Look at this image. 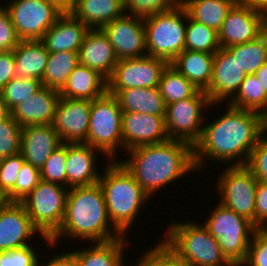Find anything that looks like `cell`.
Wrapping results in <instances>:
<instances>
[{
	"label": "cell",
	"mask_w": 267,
	"mask_h": 266,
	"mask_svg": "<svg viewBox=\"0 0 267 266\" xmlns=\"http://www.w3.org/2000/svg\"><path fill=\"white\" fill-rule=\"evenodd\" d=\"M227 107L217 120L207 125L205 122L201 137L193 146L196 172L206 166L204 161L208 159L228 162L229 166L246 165L252 149L265 133L262 114Z\"/></svg>",
	"instance_id": "cell-1"
},
{
	"label": "cell",
	"mask_w": 267,
	"mask_h": 266,
	"mask_svg": "<svg viewBox=\"0 0 267 266\" xmlns=\"http://www.w3.org/2000/svg\"><path fill=\"white\" fill-rule=\"evenodd\" d=\"M126 153L131 157L118 161L150 198L165 185L196 171L193 147L183 141L168 139L138 146Z\"/></svg>",
	"instance_id": "cell-2"
},
{
	"label": "cell",
	"mask_w": 267,
	"mask_h": 266,
	"mask_svg": "<svg viewBox=\"0 0 267 266\" xmlns=\"http://www.w3.org/2000/svg\"><path fill=\"white\" fill-rule=\"evenodd\" d=\"M110 223L99 183L69 188L62 224L50 237L51 243L48 246L55 247L61 240L60 237L95 243L123 236Z\"/></svg>",
	"instance_id": "cell-3"
},
{
	"label": "cell",
	"mask_w": 267,
	"mask_h": 266,
	"mask_svg": "<svg viewBox=\"0 0 267 266\" xmlns=\"http://www.w3.org/2000/svg\"><path fill=\"white\" fill-rule=\"evenodd\" d=\"M104 170L98 183L104 195L108 217L111 224L126 236L140 209H143L141 207L146 205L150 197L116 159L107 161Z\"/></svg>",
	"instance_id": "cell-4"
},
{
	"label": "cell",
	"mask_w": 267,
	"mask_h": 266,
	"mask_svg": "<svg viewBox=\"0 0 267 266\" xmlns=\"http://www.w3.org/2000/svg\"><path fill=\"white\" fill-rule=\"evenodd\" d=\"M165 234L162 241L192 266H232L203 224L171 222Z\"/></svg>",
	"instance_id": "cell-5"
},
{
	"label": "cell",
	"mask_w": 267,
	"mask_h": 266,
	"mask_svg": "<svg viewBox=\"0 0 267 266\" xmlns=\"http://www.w3.org/2000/svg\"><path fill=\"white\" fill-rule=\"evenodd\" d=\"M210 214L203 225L216 239L226 260L232 266H242L248 254L251 236L258 228L221 203Z\"/></svg>",
	"instance_id": "cell-6"
},
{
	"label": "cell",
	"mask_w": 267,
	"mask_h": 266,
	"mask_svg": "<svg viewBox=\"0 0 267 266\" xmlns=\"http://www.w3.org/2000/svg\"><path fill=\"white\" fill-rule=\"evenodd\" d=\"M143 21L148 56L164 59L170 64L185 50L187 12L181 3Z\"/></svg>",
	"instance_id": "cell-7"
},
{
	"label": "cell",
	"mask_w": 267,
	"mask_h": 266,
	"mask_svg": "<svg viewBox=\"0 0 267 266\" xmlns=\"http://www.w3.org/2000/svg\"><path fill=\"white\" fill-rule=\"evenodd\" d=\"M122 113L117 98L108 92L91 101L87 144L109 161H114L120 147L123 150Z\"/></svg>",
	"instance_id": "cell-8"
},
{
	"label": "cell",
	"mask_w": 267,
	"mask_h": 266,
	"mask_svg": "<svg viewBox=\"0 0 267 266\" xmlns=\"http://www.w3.org/2000/svg\"><path fill=\"white\" fill-rule=\"evenodd\" d=\"M64 186L40 180L20 203L42 235L51 237L61 226L68 194Z\"/></svg>",
	"instance_id": "cell-9"
},
{
	"label": "cell",
	"mask_w": 267,
	"mask_h": 266,
	"mask_svg": "<svg viewBox=\"0 0 267 266\" xmlns=\"http://www.w3.org/2000/svg\"><path fill=\"white\" fill-rule=\"evenodd\" d=\"M212 105L203 90L193 97L166 105L164 120L168 138L186 142L193 147L202 134L205 120L203 110H208Z\"/></svg>",
	"instance_id": "cell-10"
},
{
	"label": "cell",
	"mask_w": 267,
	"mask_h": 266,
	"mask_svg": "<svg viewBox=\"0 0 267 266\" xmlns=\"http://www.w3.org/2000/svg\"><path fill=\"white\" fill-rule=\"evenodd\" d=\"M227 167V168H226ZM218 176L220 203L255 225L256 187L258 180L246 165L225 166Z\"/></svg>",
	"instance_id": "cell-11"
},
{
	"label": "cell",
	"mask_w": 267,
	"mask_h": 266,
	"mask_svg": "<svg viewBox=\"0 0 267 266\" xmlns=\"http://www.w3.org/2000/svg\"><path fill=\"white\" fill-rule=\"evenodd\" d=\"M4 4L20 40H41L63 14L47 0H7Z\"/></svg>",
	"instance_id": "cell-12"
},
{
	"label": "cell",
	"mask_w": 267,
	"mask_h": 266,
	"mask_svg": "<svg viewBox=\"0 0 267 266\" xmlns=\"http://www.w3.org/2000/svg\"><path fill=\"white\" fill-rule=\"evenodd\" d=\"M168 64L164 59L148 55L118 60L112 75L107 79V92L114 95L122 89L158 87Z\"/></svg>",
	"instance_id": "cell-13"
},
{
	"label": "cell",
	"mask_w": 267,
	"mask_h": 266,
	"mask_svg": "<svg viewBox=\"0 0 267 266\" xmlns=\"http://www.w3.org/2000/svg\"><path fill=\"white\" fill-rule=\"evenodd\" d=\"M101 30L108 37L118 60L147 55L143 18L123 14L105 24Z\"/></svg>",
	"instance_id": "cell-14"
},
{
	"label": "cell",
	"mask_w": 267,
	"mask_h": 266,
	"mask_svg": "<svg viewBox=\"0 0 267 266\" xmlns=\"http://www.w3.org/2000/svg\"><path fill=\"white\" fill-rule=\"evenodd\" d=\"M39 236L49 245L50 237L42 235L32 224L24 206L18 202L3 201L0 204V252L31 245L28 240Z\"/></svg>",
	"instance_id": "cell-15"
},
{
	"label": "cell",
	"mask_w": 267,
	"mask_h": 266,
	"mask_svg": "<svg viewBox=\"0 0 267 266\" xmlns=\"http://www.w3.org/2000/svg\"><path fill=\"white\" fill-rule=\"evenodd\" d=\"M90 108V100L60 97L51 125L63 143L87 144Z\"/></svg>",
	"instance_id": "cell-16"
},
{
	"label": "cell",
	"mask_w": 267,
	"mask_h": 266,
	"mask_svg": "<svg viewBox=\"0 0 267 266\" xmlns=\"http://www.w3.org/2000/svg\"><path fill=\"white\" fill-rule=\"evenodd\" d=\"M262 33L261 11L238 1L223 21L218 39L220 46L226 48L255 40Z\"/></svg>",
	"instance_id": "cell-17"
},
{
	"label": "cell",
	"mask_w": 267,
	"mask_h": 266,
	"mask_svg": "<svg viewBox=\"0 0 267 266\" xmlns=\"http://www.w3.org/2000/svg\"><path fill=\"white\" fill-rule=\"evenodd\" d=\"M245 77L246 74L239 66L236 57H232L221 47L214 55L211 83L205 93L216 107L223 100L230 101L236 95Z\"/></svg>",
	"instance_id": "cell-18"
},
{
	"label": "cell",
	"mask_w": 267,
	"mask_h": 266,
	"mask_svg": "<svg viewBox=\"0 0 267 266\" xmlns=\"http://www.w3.org/2000/svg\"><path fill=\"white\" fill-rule=\"evenodd\" d=\"M164 117L138 112H123L122 138L124 152L138 146L157 144L168 140Z\"/></svg>",
	"instance_id": "cell-19"
},
{
	"label": "cell",
	"mask_w": 267,
	"mask_h": 266,
	"mask_svg": "<svg viewBox=\"0 0 267 266\" xmlns=\"http://www.w3.org/2000/svg\"><path fill=\"white\" fill-rule=\"evenodd\" d=\"M63 144L51 124L22 127L20 153L25 161L39 170L55 149Z\"/></svg>",
	"instance_id": "cell-20"
},
{
	"label": "cell",
	"mask_w": 267,
	"mask_h": 266,
	"mask_svg": "<svg viewBox=\"0 0 267 266\" xmlns=\"http://www.w3.org/2000/svg\"><path fill=\"white\" fill-rule=\"evenodd\" d=\"M98 149L85 143H67L66 188L88 186L99 182L96 156Z\"/></svg>",
	"instance_id": "cell-21"
},
{
	"label": "cell",
	"mask_w": 267,
	"mask_h": 266,
	"mask_svg": "<svg viewBox=\"0 0 267 266\" xmlns=\"http://www.w3.org/2000/svg\"><path fill=\"white\" fill-rule=\"evenodd\" d=\"M79 64L98 71L108 79L118 58L108 37L101 29H90L78 51Z\"/></svg>",
	"instance_id": "cell-22"
},
{
	"label": "cell",
	"mask_w": 267,
	"mask_h": 266,
	"mask_svg": "<svg viewBox=\"0 0 267 266\" xmlns=\"http://www.w3.org/2000/svg\"><path fill=\"white\" fill-rule=\"evenodd\" d=\"M60 100L58 91L42 86L34 95L11 110V116L22 126L51 124Z\"/></svg>",
	"instance_id": "cell-23"
},
{
	"label": "cell",
	"mask_w": 267,
	"mask_h": 266,
	"mask_svg": "<svg viewBox=\"0 0 267 266\" xmlns=\"http://www.w3.org/2000/svg\"><path fill=\"white\" fill-rule=\"evenodd\" d=\"M90 29L71 13H63L45 32L41 41L49 53L78 52Z\"/></svg>",
	"instance_id": "cell-24"
},
{
	"label": "cell",
	"mask_w": 267,
	"mask_h": 266,
	"mask_svg": "<svg viewBox=\"0 0 267 266\" xmlns=\"http://www.w3.org/2000/svg\"><path fill=\"white\" fill-rule=\"evenodd\" d=\"M107 92V79L98 71L81 64L68 76L60 97L94 100Z\"/></svg>",
	"instance_id": "cell-25"
},
{
	"label": "cell",
	"mask_w": 267,
	"mask_h": 266,
	"mask_svg": "<svg viewBox=\"0 0 267 266\" xmlns=\"http://www.w3.org/2000/svg\"><path fill=\"white\" fill-rule=\"evenodd\" d=\"M89 29H101L124 14L122 0H75L70 12Z\"/></svg>",
	"instance_id": "cell-26"
},
{
	"label": "cell",
	"mask_w": 267,
	"mask_h": 266,
	"mask_svg": "<svg viewBox=\"0 0 267 266\" xmlns=\"http://www.w3.org/2000/svg\"><path fill=\"white\" fill-rule=\"evenodd\" d=\"M13 52L17 78L42 80L49 52L41 40H20Z\"/></svg>",
	"instance_id": "cell-27"
},
{
	"label": "cell",
	"mask_w": 267,
	"mask_h": 266,
	"mask_svg": "<svg viewBox=\"0 0 267 266\" xmlns=\"http://www.w3.org/2000/svg\"><path fill=\"white\" fill-rule=\"evenodd\" d=\"M214 55L184 50L170 64L199 90L205 91L211 83Z\"/></svg>",
	"instance_id": "cell-28"
},
{
	"label": "cell",
	"mask_w": 267,
	"mask_h": 266,
	"mask_svg": "<svg viewBox=\"0 0 267 266\" xmlns=\"http://www.w3.org/2000/svg\"><path fill=\"white\" fill-rule=\"evenodd\" d=\"M114 96L123 112L165 116L166 105L158 87L122 89Z\"/></svg>",
	"instance_id": "cell-29"
},
{
	"label": "cell",
	"mask_w": 267,
	"mask_h": 266,
	"mask_svg": "<svg viewBox=\"0 0 267 266\" xmlns=\"http://www.w3.org/2000/svg\"><path fill=\"white\" fill-rule=\"evenodd\" d=\"M126 238L121 236L107 242H93V246L73 250L77 266H124Z\"/></svg>",
	"instance_id": "cell-30"
},
{
	"label": "cell",
	"mask_w": 267,
	"mask_h": 266,
	"mask_svg": "<svg viewBox=\"0 0 267 266\" xmlns=\"http://www.w3.org/2000/svg\"><path fill=\"white\" fill-rule=\"evenodd\" d=\"M239 0H181L188 16L219 32L229 11Z\"/></svg>",
	"instance_id": "cell-31"
},
{
	"label": "cell",
	"mask_w": 267,
	"mask_h": 266,
	"mask_svg": "<svg viewBox=\"0 0 267 266\" xmlns=\"http://www.w3.org/2000/svg\"><path fill=\"white\" fill-rule=\"evenodd\" d=\"M79 65L78 52L60 51L49 53L42 85L60 92L67 83L68 76Z\"/></svg>",
	"instance_id": "cell-32"
},
{
	"label": "cell",
	"mask_w": 267,
	"mask_h": 266,
	"mask_svg": "<svg viewBox=\"0 0 267 266\" xmlns=\"http://www.w3.org/2000/svg\"><path fill=\"white\" fill-rule=\"evenodd\" d=\"M237 62L244 73L255 72L267 62V34L262 33L255 40L225 48Z\"/></svg>",
	"instance_id": "cell-33"
},
{
	"label": "cell",
	"mask_w": 267,
	"mask_h": 266,
	"mask_svg": "<svg viewBox=\"0 0 267 266\" xmlns=\"http://www.w3.org/2000/svg\"><path fill=\"white\" fill-rule=\"evenodd\" d=\"M227 103L237 109L254 111L264 117L267 116V93L255 74L246 75L236 95Z\"/></svg>",
	"instance_id": "cell-34"
},
{
	"label": "cell",
	"mask_w": 267,
	"mask_h": 266,
	"mask_svg": "<svg viewBox=\"0 0 267 266\" xmlns=\"http://www.w3.org/2000/svg\"><path fill=\"white\" fill-rule=\"evenodd\" d=\"M158 88L165 105L193 97L200 91L171 64L164 69Z\"/></svg>",
	"instance_id": "cell-35"
},
{
	"label": "cell",
	"mask_w": 267,
	"mask_h": 266,
	"mask_svg": "<svg viewBox=\"0 0 267 266\" xmlns=\"http://www.w3.org/2000/svg\"><path fill=\"white\" fill-rule=\"evenodd\" d=\"M186 22L185 50L215 54L221 48L217 31L191 19L188 14Z\"/></svg>",
	"instance_id": "cell-36"
},
{
	"label": "cell",
	"mask_w": 267,
	"mask_h": 266,
	"mask_svg": "<svg viewBox=\"0 0 267 266\" xmlns=\"http://www.w3.org/2000/svg\"><path fill=\"white\" fill-rule=\"evenodd\" d=\"M42 86L41 80L14 77L0 92L6 105L12 110L19 103L32 97Z\"/></svg>",
	"instance_id": "cell-37"
},
{
	"label": "cell",
	"mask_w": 267,
	"mask_h": 266,
	"mask_svg": "<svg viewBox=\"0 0 267 266\" xmlns=\"http://www.w3.org/2000/svg\"><path fill=\"white\" fill-rule=\"evenodd\" d=\"M67 143L53 151L40 169V179L66 187Z\"/></svg>",
	"instance_id": "cell-38"
},
{
	"label": "cell",
	"mask_w": 267,
	"mask_h": 266,
	"mask_svg": "<svg viewBox=\"0 0 267 266\" xmlns=\"http://www.w3.org/2000/svg\"><path fill=\"white\" fill-rule=\"evenodd\" d=\"M40 180V170L24 161L14 188L3 198V201L20 203Z\"/></svg>",
	"instance_id": "cell-39"
},
{
	"label": "cell",
	"mask_w": 267,
	"mask_h": 266,
	"mask_svg": "<svg viewBox=\"0 0 267 266\" xmlns=\"http://www.w3.org/2000/svg\"><path fill=\"white\" fill-rule=\"evenodd\" d=\"M181 0H122L124 14L147 18L176 7Z\"/></svg>",
	"instance_id": "cell-40"
},
{
	"label": "cell",
	"mask_w": 267,
	"mask_h": 266,
	"mask_svg": "<svg viewBox=\"0 0 267 266\" xmlns=\"http://www.w3.org/2000/svg\"><path fill=\"white\" fill-rule=\"evenodd\" d=\"M21 130L12 116L0 122V159L20 153Z\"/></svg>",
	"instance_id": "cell-41"
},
{
	"label": "cell",
	"mask_w": 267,
	"mask_h": 266,
	"mask_svg": "<svg viewBox=\"0 0 267 266\" xmlns=\"http://www.w3.org/2000/svg\"><path fill=\"white\" fill-rule=\"evenodd\" d=\"M24 161L21 153L0 159V196L2 198L14 188Z\"/></svg>",
	"instance_id": "cell-42"
},
{
	"label": "cell",
	"mask_w": 267,
	"mask_h": 266,
	"mask_svg": "<svg viewBox=\"0 0 267 266\" xmlns=\"http://www.w3.org/2000/svg\"><path fill=\"white\" fill-rule=\"evenodd\" d=\"M36 252L32 245L1 251L0 266H38L42 260Z\"/></svg>",
	"instance_id": "cell-43"
},
{
	"label": "cell",
	"mask_w": 267,
	"mask_h": 266,
	"mask_svg": "<svg viewBox=\"0 0 267 266\" xmlns=\"http://www.w3.org/2000/svg\"><path fill=\"white\" fill-rule=\"evenodd\" d=\"M267 266V232L258 229L248 246L247 257L242 266Z\"/></svg>",
	"instance_id": "cell-44"
},
{
	"label": "cell",
	"mask_w": 267,
	"mask_h": 266,
	"mask_svg": "<svg viewBox=\"0 0 267 266\" xmlns=\"http://www.w3.org/2000/svg\"><path fill=\"white\" fill-rule=\"evenodd\" d=\"M266 135V136H265ZM246 166L259 181H267V133L265 132L252 149Z\"/></svg>",
	"instance_id": "cell-45"
},
{
	"label": "cell",
	"mask_w": 267,
	"mask_h": 266,
	"mask_svg": "<svg viewBox=\"0 0 267 266\" xmlns=\"http://www.w3.org/2000/svg\"><path fill=\"white\" fill-rule=\"evenodd\" d=\"M20 39L11 22L8 10L0 6V51L14 50Z\"/></svg>",
	"instance_id": "cell-46"
},
{
	"label": "cell",
	"mask_w": 267,
	"mask_h": 266,
	"mask_svg": "<svg viewBox=\"0 0 267 266\" xmlns=\"http://www.w3.org/2000/svg\"><path fill=\"white\" fill-rule=\"evenodd\" d=\"M255 226L267 227V181H259L256 187Z\"/></svg>",
	"instance_id": "cell-47"
},
{
	"label": "cell",
	"mask_w": 267,
	"mask_h": 266,
	"mask_svg": "<svg viewBox=\"0 0 267 266\" xmlns=\"http://www.w3.org/2000/svg\"><path fill=\"white\" fill-rule=\"evenodd\" d=\"M160 241L145 251L135 266H166V244Z\"/></svg>",
	"instance_id": "cell-48"
},
{
	"label": "cell",
	"mask_w": 267,
	"mask_h": 266,
	"mask_svg": "<svg viewBox=\"0 0 267 266\" xmlns=\"http://www.w3.org/2000/svg\"><path fill=\"white\" fill-rule=\"evenodd\" d=\"M14 77H16V69L13 50L0 51V91Z\"/></svg>",
	"instance_id": "cell-49"
},
{
	"label": "cell",
	"mask_w": 267,
	"mask_h": 266,
	"mask_svg": "<svg viewBox=\"0 0 267 266\" xmlns=\"http://www.w3.org/2000/svg\"><path fill=\"white\" fill-rule=\"evenodd\" d=\"M38 266H77L75 254L71 251L65 252L60 255L51 256L47 262Z\"/></svg>",
	"instance_id": "cell-50"
},
{
	"label": "cell",
	"mask_w": 267,
	"mask_h": 266,
	"mask_svg": "<svg viewBox=\"0 0 267 266\" xmlns=\"http://www.w3.org/2000/svg\"><path fill=\"white\" fill-rule=\"evenodd\" d=\"M166 266H192L188 261L180 258L166 245Z\"/></svg>",
	"instance_id": "cell-51"
},
{
	"label": "cell",
	"mask_w": 267,
	"mask_h": 266,
	"mask_svg": "<svg viewBox=\"0 0 267 266\" xmlns=\"http://www.w3.org/2000/svg\"><path fill=\"white\" fill-rule=\"evenodd\" d=\"M55 5L63 13H70L74 7L75 0H47Z\"/></svg>",
	"instance_id": "cell-52"
},
{
	"label": "cell",
	"mask_w": 267,
	"mask_h": 266,
	"mask_svg": "<svg viewBox=\"0 0 267 266\" xmlns=\"http://www.w3.org/2000/svg\"><path fill=\"white\" fill-rule=\"evenodd\" d=\"M255 76L260 81L264 91L267 93V62L255 72Z\"/></svg>",
	"instance_id": "cell-53"
},
{
	"label": "cell",
	"mask_w": 267,
	"mask_h": 266,
	"mask_svg": "<svg viewBox=\"0 0 267 266\" xmlns=\"http://www.w3.org/2000/svg\"><path fill=\"white\" fill-rule=\"evenodd\" d=\"M239 2L260 11L267 6V0H239Z\"/></svg>",
	"instance_id": "cell-54"
},
{
	"label": "cell",
	"mask_w": 267,
	"mask_h": 266,
	"mask_svg": "<svg viewBox=\"0 0 267 266\" xmlns=\"http://www.w3.org/2000/svg\"><path fill=\"white\" fill-rule=\"evenodd\" d=\"M11 116V110L6 105L3 100L2 94L0 92V122L4 121L5 119Z\"/></svg>",
	"instance_id": "cell-55"
},
{
	"label": "cell",
	"mask_w": 267,
	"mask_h": 266,
	"mask_svg": "<svg viewBox=\"0 0 267 266\" xmlns=\"http://www.w3.org/2000/svg\"><path fill=\"white\" fill-rule=\"evenodd\" d=\"M262 14V32L267 34V6L261 10Z\"/></svg>",
	"instance_id": "cell-56"
},
{
	"label": "cell",
	"mask_w": 267,
	"mask_h": 266,
	"mask_svg": "<svg viewBox=\"0 0 267 266\" xmlns=\"http://www.w3.org/2000/svg\"><path fill=\"white\" fill-rule=\"evenodd\" d=\"M265 132L267 133V119H265Z\"/></svg>",
	"instance_id": "cell-57"
},
{
	"label": "cell",
	"mask_w": 267,
	"mask_h": 266,
	"mask_svg": "<svg viewBox=\"0 0 267 266\" xmlns=\"http://www.w3.org/2000/svg\"><path fill=\"white\" fill-rule=\"evenodd\" d=\"M3 202V198L0 196V204Z\"/></svg>",
	"instance_id": "cell-58"
}]
</instances>
